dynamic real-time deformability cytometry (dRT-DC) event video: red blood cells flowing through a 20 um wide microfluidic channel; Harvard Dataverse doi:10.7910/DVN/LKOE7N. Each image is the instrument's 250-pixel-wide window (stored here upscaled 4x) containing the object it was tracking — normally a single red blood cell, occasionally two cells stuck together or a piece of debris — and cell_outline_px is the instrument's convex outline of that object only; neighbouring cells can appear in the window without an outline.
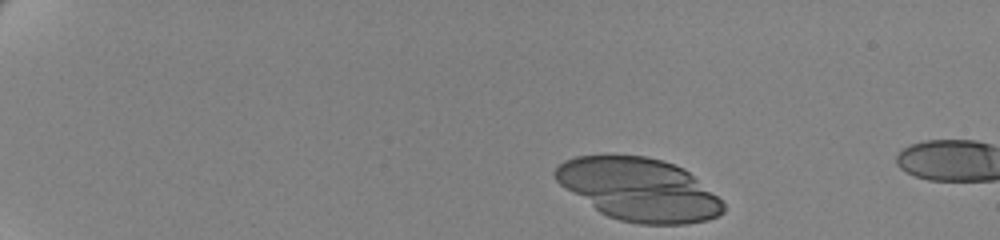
{"species": "human", "species_latin": "Homo sapiens", "temperature_condition": "cold", "stored_images_in_passage": 8, "camera_frame_rate_fps": 3000, "um_per_image_px": 0.085, "donor": {"sex": "female"}, "frame": {"image": 1, "passage_image": 1, "time_ms": 0.0, "image_size_px": [1000, 240], "cell_outline_px": [[724, 212], [708, 220], [684, 224], [640, 224], [620, 220], [608, 216], [600, 212], [560, 184], [556, 180], [552, 172], [564, 160], [576, 156], [644, 156], [660, 160], [684, 168], [716, 196], [724, 204]], "centroid_in_image_um": [54.3, 16.11], "position_along_channel_um": 30.7, "area_um2": 60.52}}